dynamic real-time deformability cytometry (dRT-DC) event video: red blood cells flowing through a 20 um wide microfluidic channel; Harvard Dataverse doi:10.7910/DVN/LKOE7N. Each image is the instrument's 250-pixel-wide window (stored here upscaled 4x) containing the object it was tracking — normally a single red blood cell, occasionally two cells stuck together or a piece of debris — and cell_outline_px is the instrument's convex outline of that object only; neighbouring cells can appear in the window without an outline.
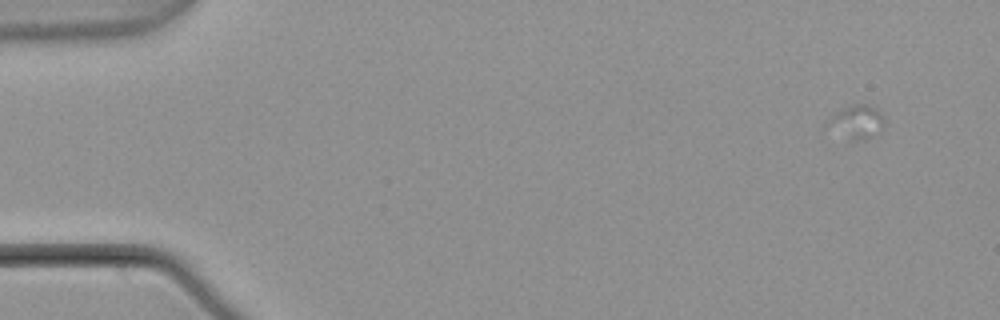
{"species": "common noctule bat (a hibernating species)", "species_latin": "Nyctalus noctula", "temperature_condition": "warm", "stored_images_in_passage": 5, "camera_frame_rate_fps": 3000, "um_per_image_px": 0.085, "animal": {"sex": "male", "body_mass_g": 21.5, "forearm_length_mm": 52.0}, "frame": {"image": 1, "passage_image": 1, "time_ms": 0.0, "image_size_px": [1000, 320], "cell_outline_px": [[888, 120], [880, 132], [864, 140], [852, 140], [832, 116], [832, 112], [848, 104], [868, 104], [876, 108]], "centroid_in_image_um": [73.09, 10.26], "position_along_channel_um": 11.9, "area_um2": 10.12}}
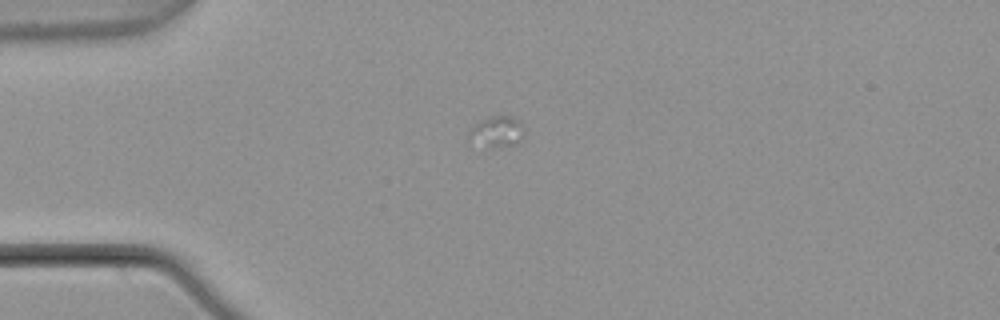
{"frame": {"image": 2, "passage_image": 4, "time_ms": 1.0, "image_size_px": [1000, 320], "cell_outline_px": [[524, 140], [516, 144], [492, 148], [488, 148], [468, 140], [472, 124], [488, 116], [512, 116], [524, 124]], "centroid_in_image_um": [42.26, 11.19], "position_along_channel_um": 42.7, "area_um2": 10.4}}